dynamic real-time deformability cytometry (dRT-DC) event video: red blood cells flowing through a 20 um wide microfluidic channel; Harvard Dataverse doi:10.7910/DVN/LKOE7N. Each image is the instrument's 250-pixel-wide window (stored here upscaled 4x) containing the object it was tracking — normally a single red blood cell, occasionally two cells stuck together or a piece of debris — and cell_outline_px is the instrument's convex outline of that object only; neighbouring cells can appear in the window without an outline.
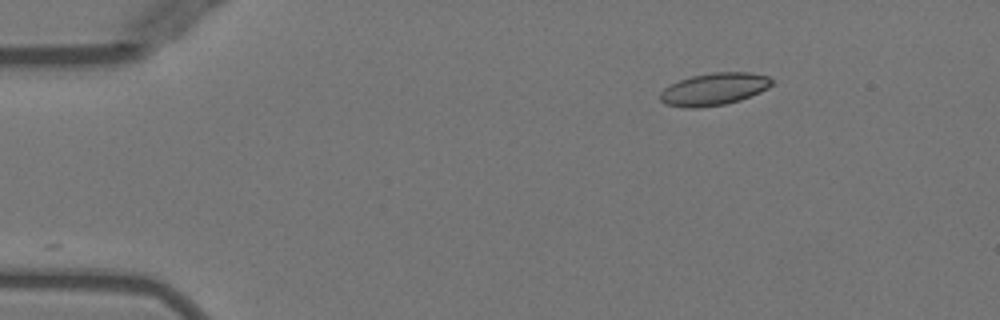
{"species": "Egyptian fruit bat (a non-hibernating species)", "species_latin": "Rousettus aegyptiacus", "temperature_condition": "warm", "stored_images_in_passage": 24, "camera_frame_rate_fps": 3000, "um_per_image_px": 0.085, "animal": {"sex": "female"}, "frame": {"image": 1, "passage_image": 1, "time_ms": 0.0, "image_size_px": [1000, 320], "cell_outline_px": [[776, 80], [768, 88], [760, 92], [740, 100], [724, 104], [696, 108], [684, 108], [664, 104], [660, 100], [660, 92], [664, 88], [680, 80], [692, 76], [712, 72], [748, 72], [768, 76]], "centroid_in_image_um": [60.7, 7.57], "position_along_channel_um": 24.3, "area_um2": 21.1}}
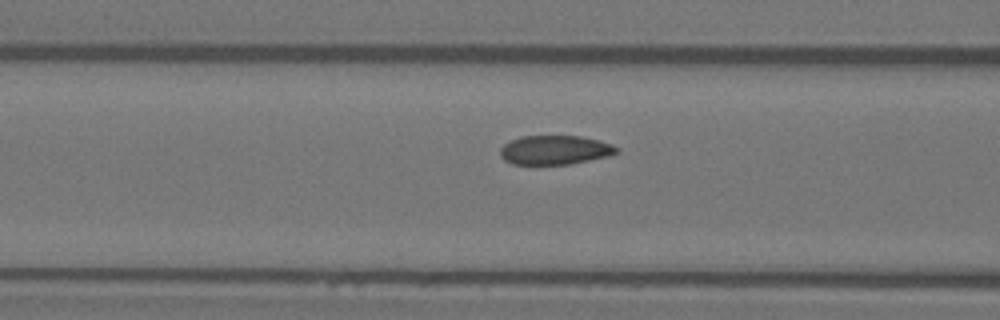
{"frame": {"image": 2, "passage_image": 14, "time_ms": 4.333, "image_size_px": [1000, 320], "cell_outline_px": [[620, 152], [608, 156], [568, 164], [512, 164], [504, 160], [500, 156], [500, 148], [504, 144], [520, 136], [580, 136], [600, 140], [612, 144], [620, 148]], "centroid_in_image_um": [47.18, 12.74], "position_along_channel_um": 119.4, "area_um2": 19.83}}
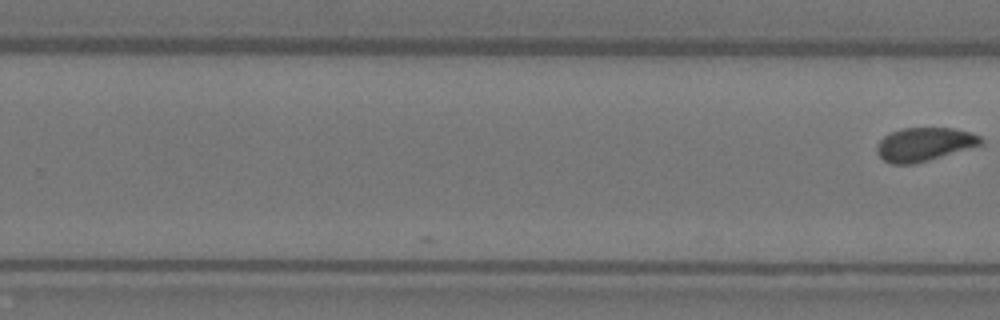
{"frame": {"image": 3, "passage_image": 24, "time_ms": 7.667, "image_size_px": [1000, 320], "cell_outline_px": [[984, 144], [928, 160], [912, 164], [892, 164], [884, 160], [876, 152], [876, 144], [884, 136], [892, 132], [904, 128], [956, 128], [972, 132], [980, 136], [984, 140]], "centroid_in_image_um": [78.59, 12.26], "position_along_channel_um": 251.2, "area_um2": 20.35}}